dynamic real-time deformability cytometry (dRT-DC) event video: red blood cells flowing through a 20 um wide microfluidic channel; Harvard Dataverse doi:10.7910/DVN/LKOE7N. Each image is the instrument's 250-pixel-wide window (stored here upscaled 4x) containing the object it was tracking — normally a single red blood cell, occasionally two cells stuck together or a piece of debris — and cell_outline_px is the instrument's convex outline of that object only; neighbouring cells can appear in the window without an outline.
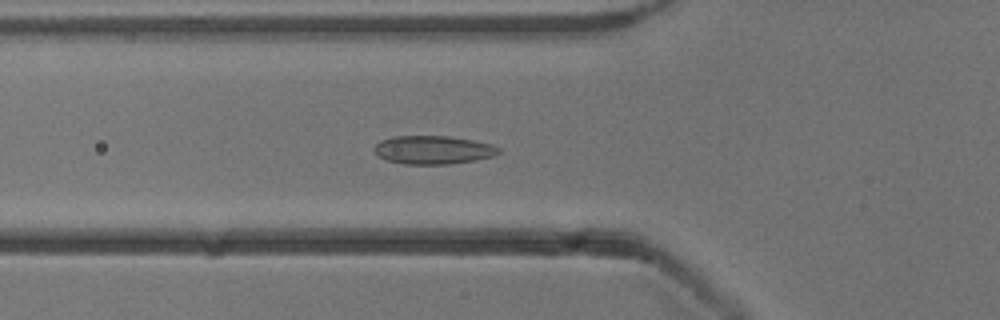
{"species": "common noctule bat (a hibernating species)", "species_latin": "Nyctalus noctula", "temperature_condition": "cold", "stored_images_in_passage": 54, "camera_frame_rate_fps": 3000, "um_per_image_px": 0.085, "animal": {"sex": "male", "body_mass_g": 13.3}, "frame": {"image": 1, "passage_image": 19, "time_ms": 6.0, "image_size_px": [1000, 320], "cell_outline_px": [[500, 152], [492, 156], [476, 160], [448, 164], [404, 164], [388, 160], [380, 156], [372, 148], [380, 140], [396, 136], [448, 136], [472, 140], [492, 144], [500, 148]], "centroid_in_image_um": [36.82, 12.74], "position_along_channel_um": 89.0, "area_um2": 20.46}}
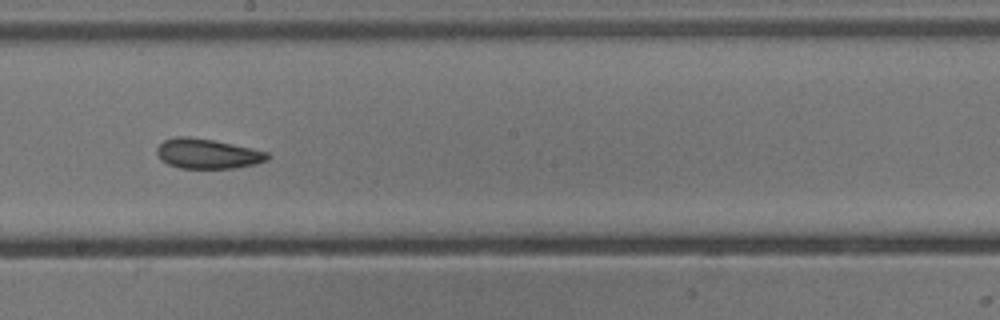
{"frame": {"image": 2, "passage_image": 30, "time_ms": 9.667, "image_size_px": [1000, 320], "cell_outline_px": [[272, 156], [268, 160], [256, 164], [236, 168], [180, 168], [168, 164], [160, 160], [156, 152], [156, 148], [164, 140], [176, 136], [188, 136], [212, 140], [252, 148], [268, 152]], "centroid_in_image_um": [17.65, 13.07], "position_along_channel_um": 230.6, "area_um2": 19.42}}
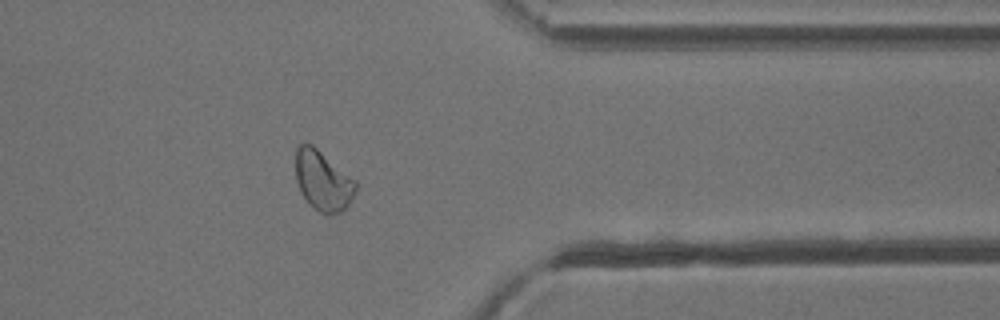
{"frame": {"image": 3, "passage_image": 43, "time_ms": 14.0, "image_size_px": [1000, 320], "cell_outline_px": [[356, 188], [348, 204], [340, 212], [328, 216], [320, 212], [300, 192], [296, 180], [296, 148], [300, 144], [312, 144], [356, 180]], "centroid_in_image_um": [27.44, 15.35], "position_along_channel_um": 384.0, "area_um2": 20.63}, "authors_computed_cell_mechanics": {"area_um2": 20.6057, "velocity_mm_per_s": 3.8416, "shape_relaxation_time_tau1_ms": 9.9725, "shape_relaxation_time_tau2_ms": 2.2081, "deformation_change_tau1": 0.1201, "deformation_change_tau2": 0.0716}}